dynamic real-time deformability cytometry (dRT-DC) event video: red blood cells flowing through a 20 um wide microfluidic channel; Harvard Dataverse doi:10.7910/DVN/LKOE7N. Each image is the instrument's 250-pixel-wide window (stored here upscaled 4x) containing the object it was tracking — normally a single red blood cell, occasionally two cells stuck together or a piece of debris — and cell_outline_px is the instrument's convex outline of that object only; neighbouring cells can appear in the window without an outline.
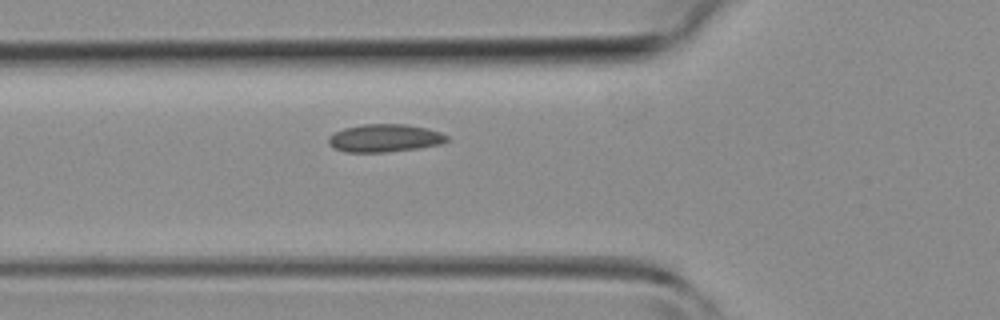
{"species": "common noctule bat (a hibernating species)", "species_latin": "Nyctalus noctula", "temperature_condition": "room temperature", "stored_images_in_passage": 32, "camera_frame_rate_fps": 3000, "um_per_image_px": 0.085, "animal": {"sex": "female", "body_mass_g": 19.3, "forearm_length_mm": 54.1}, "frame": {"image": 1, "passage_image": 3, "time_ms": 0.667, "image_size_px": [1000, 320], "cell_outline_px": [[448, 140], [440, 144], [420, 148], [384, 152], [344, 152], [332, 148], [328, 144], [328, 136], [344, 128], [364, 124], [408, 124], [428, 128], [440, 132], [448, 136]], "centroid_in_image_um": [32.68, 11.74], "position_along_channel_um": 93.1, "area_um2": 19.36}}
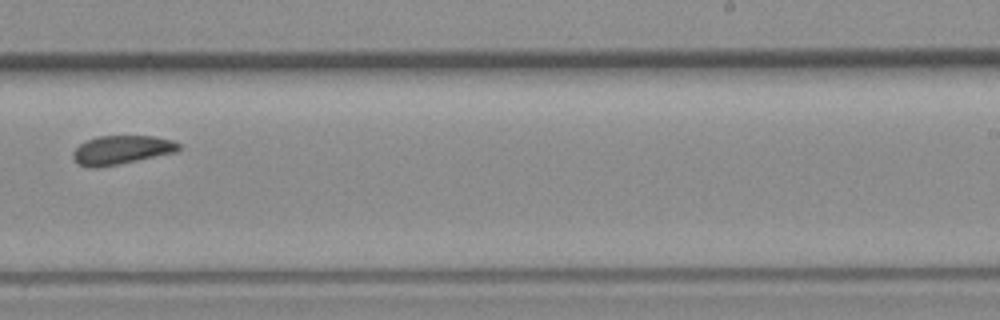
{"frame": {"image": 2, "passage_image": 15, "time_ms": 4.667, "image_size_px": [1000, 320], "cell_outline_px": [[180, 148], [176, 152], [96, 168], [88, 168], [80, 164], [72, 156], [72, 152], [80, 144], [88, 140], [100, 136], [156, 136], [172, 140], [180, 144]], "centroid_in_image_um": [10.33, 12.73], "position_along_channel_um": 278.7, "area_um2": 17.46}}
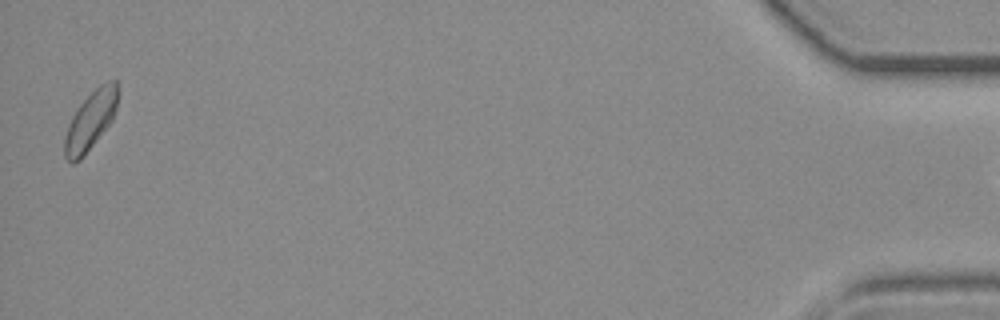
{"frame": {"image": 3, "passage_image": 31, "time_ms": 10.0, "image_size_px": [1000, 320], "cell_outline_px": [[116, 108], [112, 120], [84, 156], [80, 160], [72, 164], [64, 156], [64, 136], [68, 124], [76, 108], [100, 84], [108, 80], [116, 80]], "centroid_in_image_um": [7.65, 10.28], "position_along_channel_um": 427.6, "area_um2": 17.92}}